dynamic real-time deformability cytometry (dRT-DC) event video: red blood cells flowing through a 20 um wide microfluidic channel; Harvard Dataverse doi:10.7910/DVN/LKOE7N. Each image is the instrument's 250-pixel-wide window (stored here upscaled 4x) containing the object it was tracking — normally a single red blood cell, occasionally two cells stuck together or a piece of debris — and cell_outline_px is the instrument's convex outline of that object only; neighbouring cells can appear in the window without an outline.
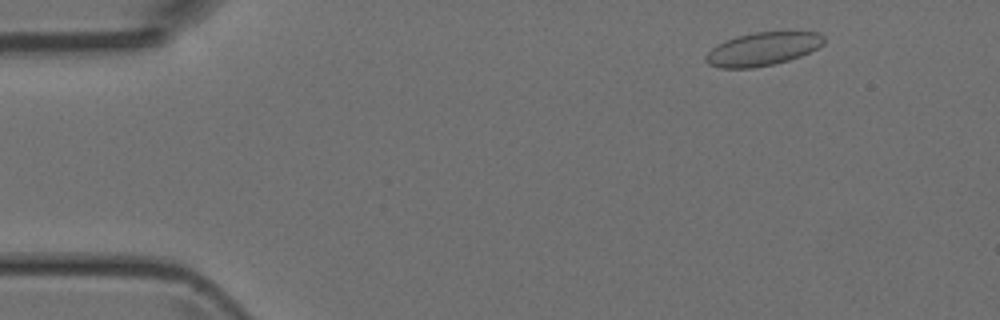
{"species": "Egyptian fruit bat (a non-hibernating species)", "species_latin": "Rousettus aegyptiacus", "temperature_condition": "room temperature", "stored_images_in_passage": 48, "camera_frame_rate_fps": 3000, "um_per_image_px": 0.085, "animal": {"sex": "female"}, "frame": {"image": 1, "passage_image": 4, "time_ms": 1.0, "image_size_px": [1000, 320], "cell_outline_px": [[824, 44], [800, 56], [788, 60], [772, 64], [752, 68], [720, 68], [708, 64], [704, 60], [704, 56], [716, 44], [724, 40], [736, 36], [756, 32], [820, 32], [824, 36]], "centroid_in_image_um": [64.79, 4.16], "position_along_channel_um": 20.2, "area_um2": 22.89}}
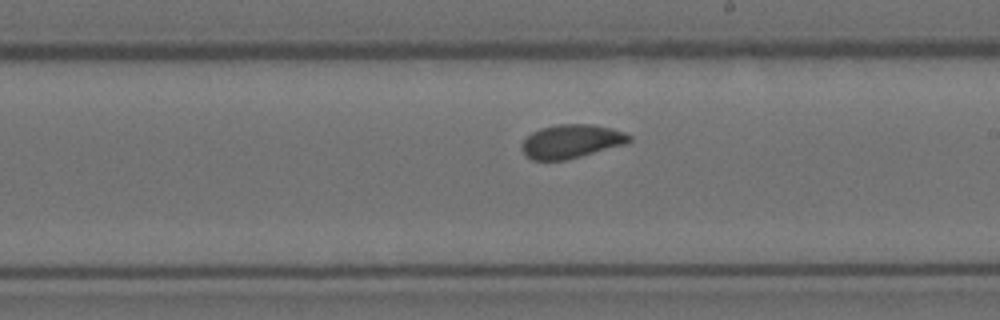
{"frame": {"image": 2, "passage_image": 26, "time_ms": 8.333, "image_size_px": [1000, 320], "cell_outline_px": [[632, 140], [624, 144], [580, 156], [564, 160], [532, 160], [524, 156], [520, 148], [520, 144], [532, 132], [540, 128], [556, 124], [592, 124], [612, 128], [624, 132], [632, 136]], "centroid_in_image_um": [48.52, 12.01], "position_along_channel_um": 240.5, "area_um2": 21.15}}
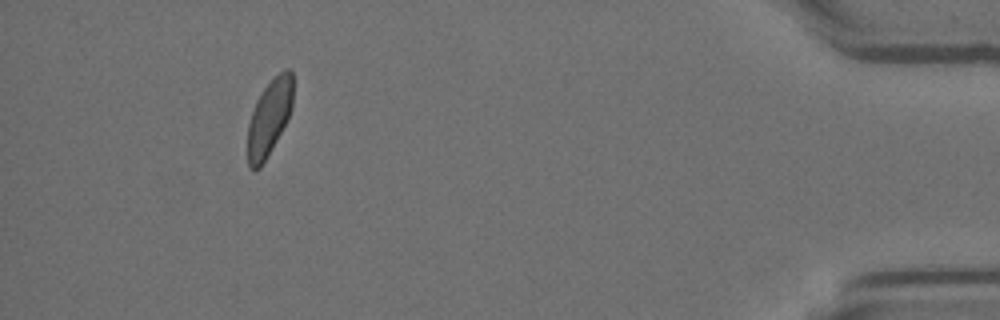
{"frame": {"image": 3, "passage_image": 43, "time_ms": 14.0, "image_size_px": [1000, 320], "cell_outline_px": [[292, 108], [276, 140], [260, 168], [248, 168], [248, 124], [256, 100], [264, 88], [284, 68], [288, 68], [292, 72]], "centroid_in_image_um": [22.88, 9.97], "position_along_channel_um": 412.3, "area_um2": 19.54}}